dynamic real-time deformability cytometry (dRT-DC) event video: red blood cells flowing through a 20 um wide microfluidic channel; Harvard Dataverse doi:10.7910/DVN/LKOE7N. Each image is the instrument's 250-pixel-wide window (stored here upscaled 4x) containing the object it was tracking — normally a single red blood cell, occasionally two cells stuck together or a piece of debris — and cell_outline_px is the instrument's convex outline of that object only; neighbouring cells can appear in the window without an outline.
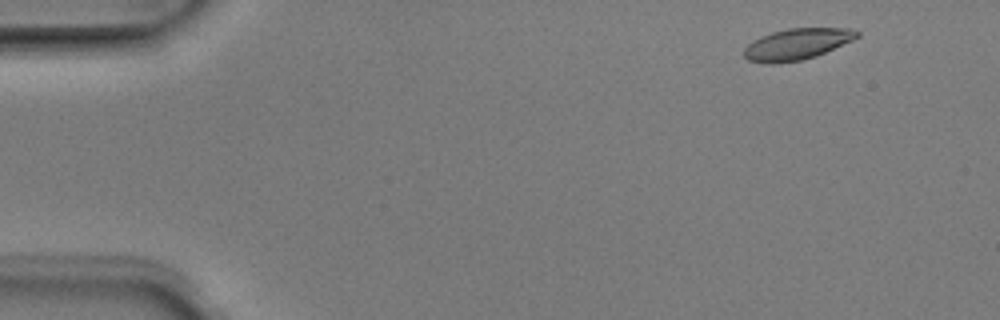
{"species": "Egyptian fruit bat (a non-hibernating species)", "species_latin": "Rousettus aegyptiacus", "temperature_condition": "room temperature", "stored_images_in_passage": 5, "camera_frame_rate_fps": 3000, "um_per_image_px": 0.085, "animal": {"sex": "male"}, "frame": {"image": 1, "passage_image": 1, "time_ms": 0.0, "image_size_px": [1000, 320], "cell_outline_px": [[860, 36], [852, 40], [816, 56], [800, 60], [776, 64], [768, 64], [748, 60], [744, 56], [744, 48], [752, 40], [760, 36], [772, 32], [788, 28], [848, 28], [860, 32]], "centroid_in_image_um": [67.71, 3.75], "position_along_channel_um": 17.3, "area_um2": 20.58}}
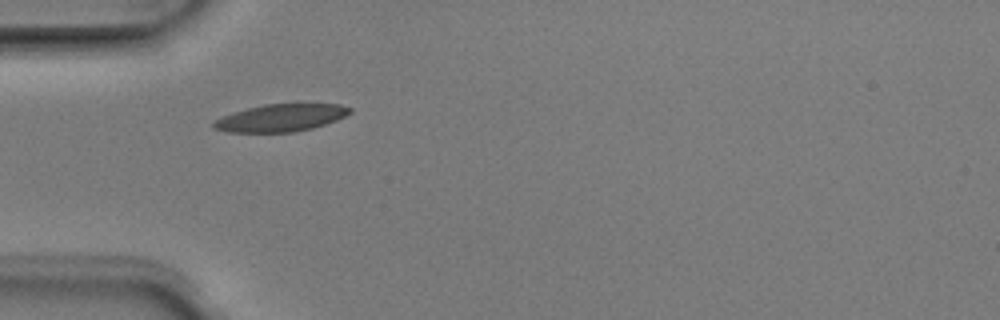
{"frame": {"image": 2, "passage_image": 4, "time_ms": 1.0, "image_size_px": [1000, 320], "cell_outline_px": [[352, 112], [336, 120], [312, 128], [292, 132], [228, 132], [212, 128], [212, 124], [216, 120], [224, 116], [248, 108], [264, 104], [340, 104], [352, 108]], "centroid_in_image_um": [23.89, 10.01], "position_along_channel_um": 61.1, "area_um2": 21.44}}
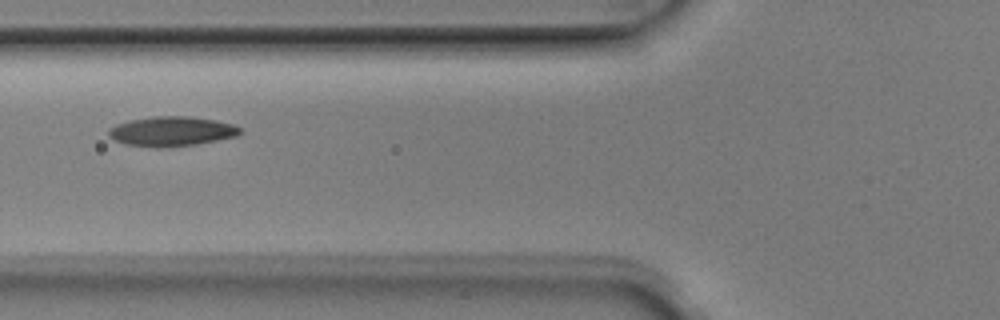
{"frame": {"image": 3, "passage_image": 5, "time_ms": 1.333, "image_size_px": [1000, 320], "cell_outline_px": [[240, 132], [236, 136], [196, 144], [160, 148], [156, 148], [124, 144], [108, 136], [108, 128], [116, 124], [128, 120], [152, 116], [188, 116], [216, 120], [232, 124], [240, 128]], "centroid_in_image_um": [14.53, 11.16], "position_along_channel_um": 111.3, "area_um2": 22.77}}